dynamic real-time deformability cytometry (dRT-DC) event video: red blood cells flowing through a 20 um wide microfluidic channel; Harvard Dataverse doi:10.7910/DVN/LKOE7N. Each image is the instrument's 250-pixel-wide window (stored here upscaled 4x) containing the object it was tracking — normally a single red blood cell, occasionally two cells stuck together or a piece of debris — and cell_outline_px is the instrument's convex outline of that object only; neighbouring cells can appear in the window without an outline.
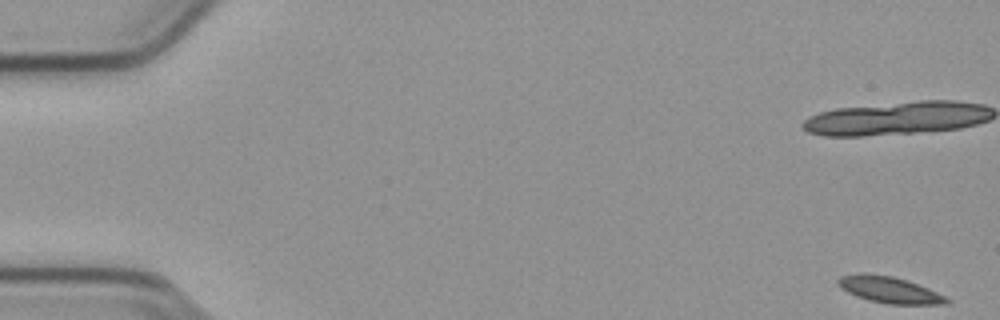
{"species": "common noctule bat (a hibernating species)", "species_latin": "Nyctalus noctula", "temperature_condition": "cold", "stored_images_in_passage": 14, "camera_frame_rate_fps": 3000, "um_per_image_px": 0.085, "animal": {"sex": "male", "body_mass_g": 23.1, "forearm_length_mm": 52.7}, "frame": {"image": 1, "passage_image": 1, "time_ms": 0.0, "image_size_px": [1000, 320], "cell_outline_px": [[952, 300], [948, 304], [888, 304], [868, 300], [856, 296], [840, 288], [836, 280], [840, 276], [856, 272], [864, 272], [892, 276], [908, 280], [928, 288]], "centroid_in_image_um": [75.56, 24.61], "position_along_channel_um": 9.4, "area_um2": 16.94}}